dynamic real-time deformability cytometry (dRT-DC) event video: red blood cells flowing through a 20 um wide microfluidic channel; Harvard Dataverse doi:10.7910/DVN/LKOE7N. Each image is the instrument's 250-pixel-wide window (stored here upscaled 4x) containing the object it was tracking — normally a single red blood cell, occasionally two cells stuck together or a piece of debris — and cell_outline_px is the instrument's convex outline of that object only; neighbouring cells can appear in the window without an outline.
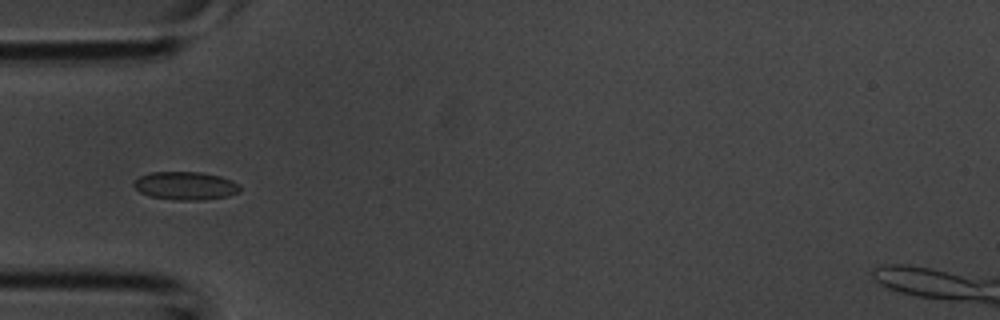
{"species": "common noctule bat (a hibernating species)", "species_latin": "Nyctalus noctula", "temperature_condition": "room temperature", "stored_images_in_passage": 5, "camera_frame_rate_fps": 3000, "um_per_image_px": 0.085, "animal": {"sex": "male", "body_mass_g": 20.1, "forearm_length_mm": 53.5}, "frame": {"image": 1, "passage_image": 4, "time_ms": 1.0, "image_size_px": [1000, 320], "cell_outline_px": [[240, 192], [228, 196], [204, 200], [176, 200], [148, 196], [140, 192], [132, 184], [140, 176], [152, 172], [200, 172], [220, 176], [240, 184]], "centroid_in_image_um": [15.78, 15.8], "position_along_channel_um": 69.2, "area_um2": 17.46}}
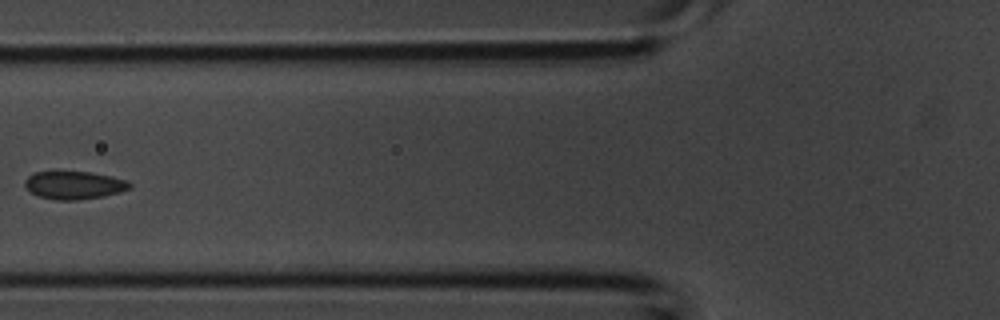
{"frame": {"image": 2, "passage_image": 5, "time_ms": 1.333, "image_size_px": [1000, 320], "cell_outline_px": [[132, 188], [120, 192], [104, 196], [76, 200], [56, 200], [40, 196], [32, 192], [24, 184], [24, 180], [28, 176], [36, 172], [92, 172], [112, 176], [128, 180], [132, 184]], "centroid_in_image_um": [6.36, 15.73], "position_along_channel_um": 119.4, "area_um2": 17.05}}